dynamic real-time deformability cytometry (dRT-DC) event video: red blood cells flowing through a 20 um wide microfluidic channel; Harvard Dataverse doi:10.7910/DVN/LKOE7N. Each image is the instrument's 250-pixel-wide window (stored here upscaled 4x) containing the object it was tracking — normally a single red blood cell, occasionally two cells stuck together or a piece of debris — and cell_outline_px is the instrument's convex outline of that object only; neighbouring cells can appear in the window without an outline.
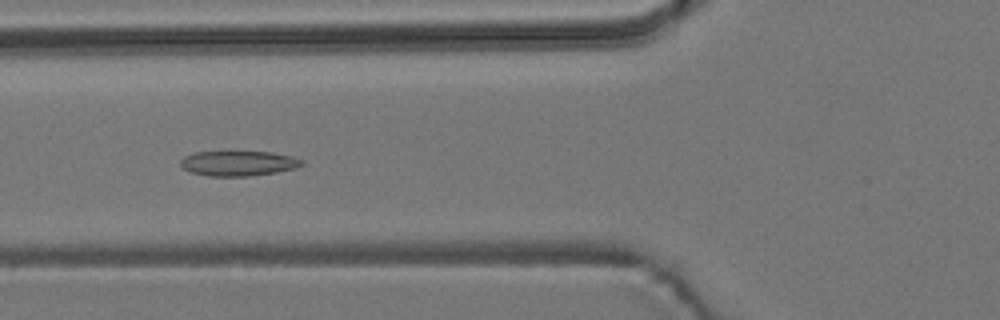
{"species": "common noctule bat (a hibernating species)", "species_latin": "Nyctalus noctula", "temperature_condition": "room temperature", "stored_images_in_passage": 36, "camera_frame_rate_fps": 3000, "um_per_image_px": 0.085, "animal": {"sex": "male", "body_mass_g": 19.2, "forearm_length_mm": 51.8}, "frame": {"image": 1, "passage_image": 10, "time_ms": 3.0, "image_size_px": [1000, 320], "cell_outline_px": [[304, 164], [296, 168], [276, 172], [248, 176], [208, 176], [192, 172], [180, 168], [180, 160], [184, 156], [192, 152], [228, 148], [272, 152], [292, 156], [304, 160]], "centroid_in_image_um": [20.21, 13.81], "position_along_channel_um": 105.6, "area_um2": 18.96}}
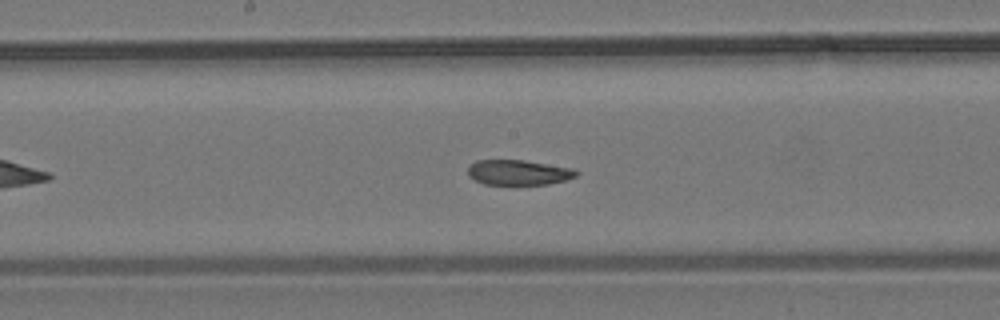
{"frame": {"image": 2, "passage_image": 18, "time_ms": 5.667, "image_size_px": [1000, 320], "cell_outline_px": [[580, 172], [576, 176], [564, 180], [548, 184], [484, 184], [468, 176], [468, 168], [476, 160], [524, 160], [576, 168]], "centroid_in_image_um": [44.11, 14.65], "position_along_channel_um": 204.1, "area_um2": 15.9}}
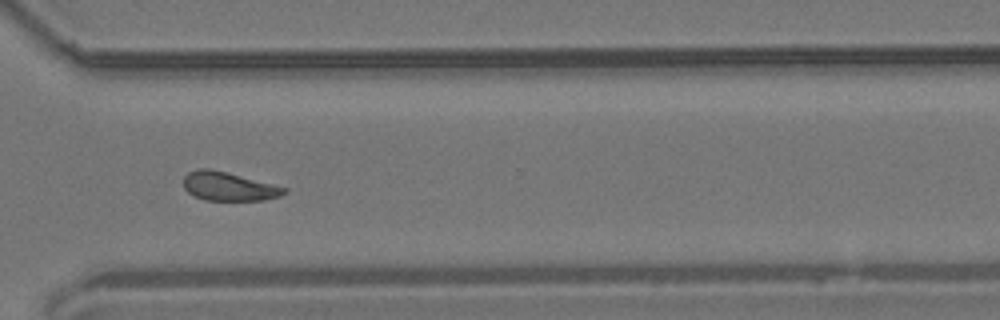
{"frame": {"image": 3, "passage_image": 30, "time_ms": 9.667, "image_size_px": [1000, 320], "cell_outline_px": [[288, 192], [280, 196], [264, 200], [204, 200], [188, 192], [184, 188], [184, 176], [188, 172], [196, 168], [208, 168], [228, 172], [288, 188]], "centroid_in_image_um": [19.45, 15.83], "position_along_channel_um": 351.2, "area_um2": 16.94}, "authors_computed_cell_mechanics": {"area_um2": 17.4845, "velocity_mm_per_s": 3.68, "shape_relaxation_time_tau1_ms": 8.7273, "shape_relaxation_time_tau2_ms": 3.4567, "deformation_change_tau1": 0.1664, "deformation_change_tau2": 0.0941}}